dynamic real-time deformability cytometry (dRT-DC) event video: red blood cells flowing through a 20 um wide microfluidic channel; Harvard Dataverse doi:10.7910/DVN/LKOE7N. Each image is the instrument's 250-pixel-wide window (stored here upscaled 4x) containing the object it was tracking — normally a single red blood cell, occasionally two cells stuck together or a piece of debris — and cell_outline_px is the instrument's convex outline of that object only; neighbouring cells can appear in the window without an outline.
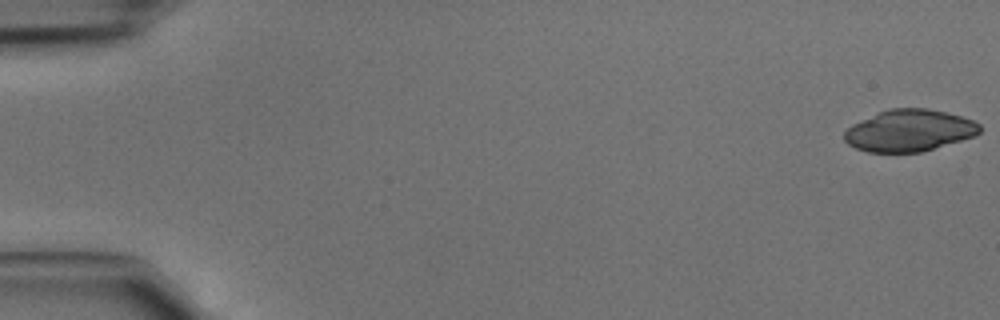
{"species": "common noctule bat (a hibernating species)", "species_latin": "Nyctalus noctula", "temperature_condition": "cold", "stored_images_in_passage": 45, "camera_frame_rate_fps": 3000, "um_per_image_px": 0.085, "animal": {"sex": "male", "body_mass_g": 15.6}, "frame": {"image": 1, "passage_image": 1, "time_ms": 0.0, "image_size_px": [1000, 320], "cell_outline_px": [[980, 132], [976, 136], [920, 152], [868, 152], [856, 148], [848, 144], [844, 140], [844, 132], [852, 124], [880, 112], [892, 108], [928, 108], [948, 112], [972, 120], [980, 124]], "centroid_in_image_um": [77.3, 11.09], "position_along_channel_um": 7.7, "area_um2": 32.83}}